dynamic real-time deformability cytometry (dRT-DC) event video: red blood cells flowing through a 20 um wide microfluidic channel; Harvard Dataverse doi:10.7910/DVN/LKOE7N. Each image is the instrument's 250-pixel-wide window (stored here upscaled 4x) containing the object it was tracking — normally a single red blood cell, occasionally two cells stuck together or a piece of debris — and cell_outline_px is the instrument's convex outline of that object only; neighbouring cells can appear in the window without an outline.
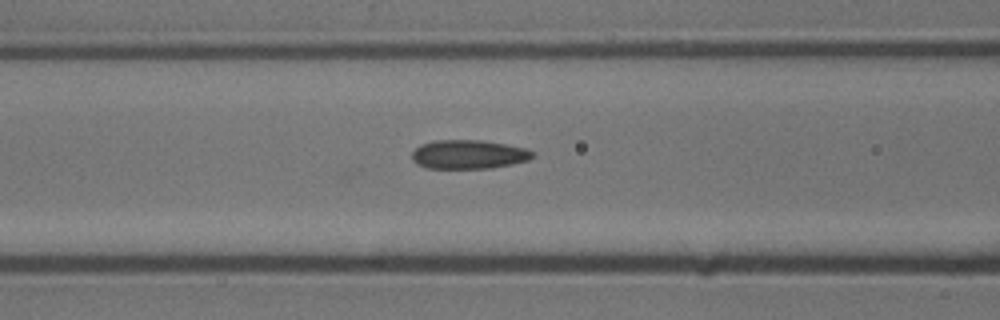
{"species": "common noctule bat (a hibernating species)", "species_latin": "Nyctalus noctula", "temperature_condition": "cold", "stored_images_in_passage": 5, "camera_frame_rate_fps": 3000, "um_per_image_px": 0.085, "animal": {"sex": "male", "body_mass_g": 13.3}, "frame": {"image": 1, "passage_image": 4, "time_ms": 1.0, "image_size_px": [1000, 320], "cell_outline_px": [[532, 156], [528, 160], [512, 164], [492, 168], [428, 168], [416, 164], [412, 160], [412, 152], [420, 144], [432, 140], [480, 140], [528, 148], [532, 152]], "centroid_in_image_um": [39.79, 13.12], "position_along_channel_um": 126.8, "area_um2": 20.35}}